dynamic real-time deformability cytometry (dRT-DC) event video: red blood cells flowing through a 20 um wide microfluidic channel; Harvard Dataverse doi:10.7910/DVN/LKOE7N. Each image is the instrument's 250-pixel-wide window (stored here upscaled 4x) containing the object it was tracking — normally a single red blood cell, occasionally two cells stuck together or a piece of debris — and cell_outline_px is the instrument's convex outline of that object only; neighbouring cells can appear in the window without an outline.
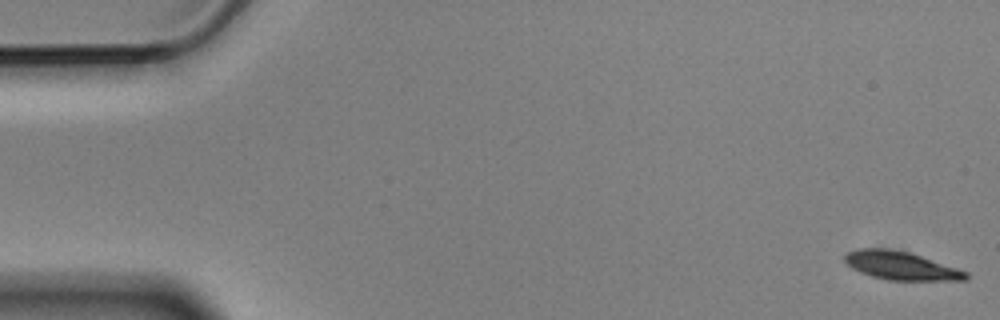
{"species": "Egyptian fruit bat (a non-hibernating species)", "species_latin": "Rousettus aegyptiacus", "temperature_condition": "cold", "stored_images_in_passage": 5, "camera_frame_rate_fps": 3000, "um_per_image_px": 0.085, "animal": {"sex": "male"}, "frame": {"image": 1, "passage_image": 1, "time_ms": 0.0, "image_size_px": [1000, 320], "cell_outline_px": [[968, 280], [888, 280], [872, 276], [860, 272], [852, 268], [844, 260], [844, 256], [848, 252], [860, 248], [888, 248], [908, 252], [968, 272]], "centroid_in_image_um": [76.55, 22.58], "position_along_channel_um": 8.4, "area_um2": 19.71}}
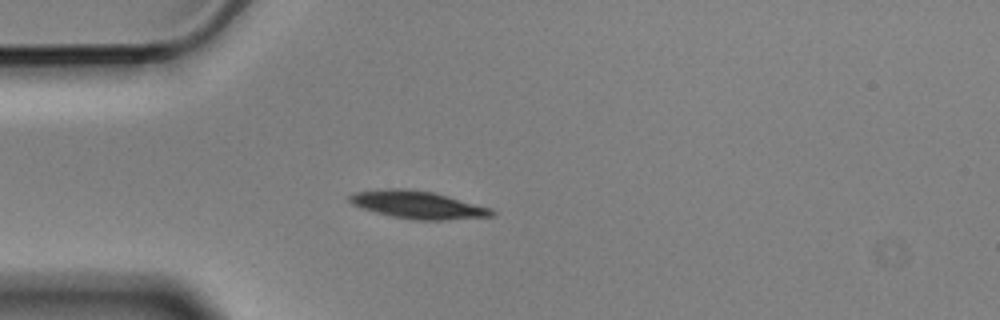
{"frame": {"image": 2, "passage_image": 5, "time_ms": 1.333, "image_size_px": [1000, 320], "cell_outline_px": [[496, 212], [492, 216], [444, 220], [416, 220], [392, 216], [376, 212], [352, 204], [348, 200], [348, 196], [356, 192], [388, 188], [404, 188], [432, 192], [492, 208]], "centroid_in_image_um": [35.52, 17.41], "position_along_channel_um": 49.5, "area_um2": 22.66}}